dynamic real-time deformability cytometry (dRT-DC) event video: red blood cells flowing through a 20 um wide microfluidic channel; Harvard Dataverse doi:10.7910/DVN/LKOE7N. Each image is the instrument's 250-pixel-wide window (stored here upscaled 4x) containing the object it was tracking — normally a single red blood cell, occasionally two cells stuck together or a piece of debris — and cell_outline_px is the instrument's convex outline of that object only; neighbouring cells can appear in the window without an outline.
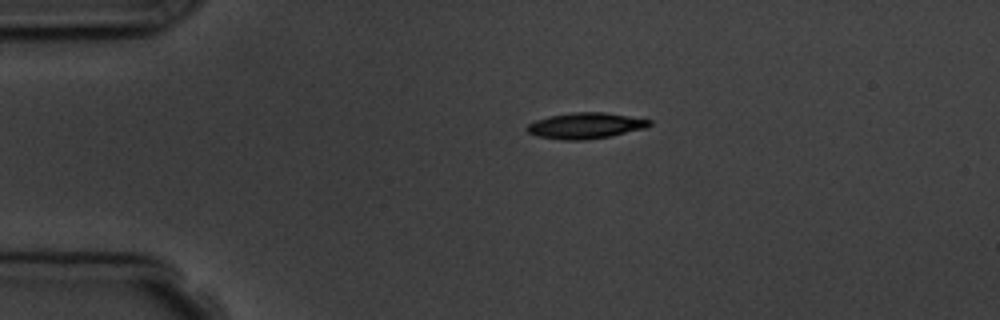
{"species": "common noctule bat (a hibernating species)", "species_latin": "Nyctalus noctula", "temperature_condition": "room temperature", "stored_images_in_passage": 2, "camera_frame_rate_fps": 3000, "um_per_image_px": 0.085, "animal": {"sex": "male", "body_mass_g": 19.5, "forearm_length_mm": 54.6}, "frame": {"image": 1, "passage_image": 1, "time_ms": 0.0, "image_size_px": [1000, 320], "cell_outline_px": [[652, 124], [644, 128], [608, 136], [584, 140], [560, 140], [536, 136], [528, 132], [524, 128], [528, 124], [536, 120], [548, 116], [572, 112], [604, 112], [652, 120]], "centroid_in_image_um": [49.71, 10.68], "position_along_channel_um": 35.3, "area_um2": 18.44}}